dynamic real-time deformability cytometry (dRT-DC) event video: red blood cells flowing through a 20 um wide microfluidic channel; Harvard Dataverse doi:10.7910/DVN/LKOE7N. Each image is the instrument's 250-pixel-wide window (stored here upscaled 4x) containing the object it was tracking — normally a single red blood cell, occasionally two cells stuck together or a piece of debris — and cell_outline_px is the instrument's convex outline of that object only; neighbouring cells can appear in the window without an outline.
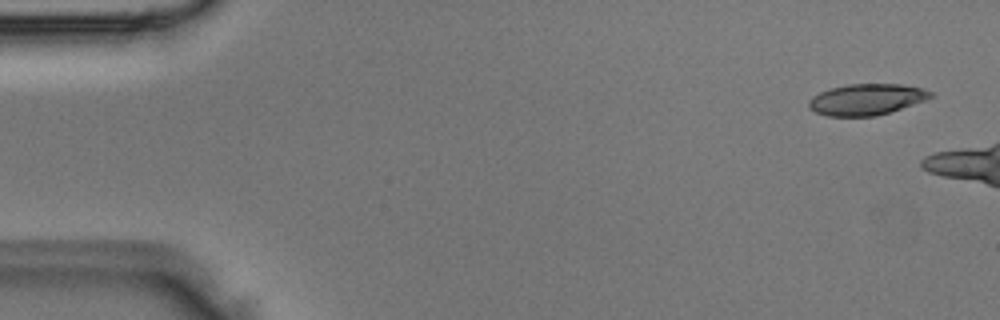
{"species": "Egyptian fruit bat (a non-hibernating species)", "species_latin": "Rousettus aegyptiacus", "temperature_condition": "room temperature", "stored_images_in_passage": 3, "camera_frame_rate_fps": 3000, "um_per_image_px": 0.085, "animal": {"sex": "male"}, "frame": {"image": 1, "passage_image": 1, "time_ms": 0.0, "image_size_px": [1000, 320], "cell_outline_px": [[932, 96], [924, 100], [876, 116], [828, 116], [816, 112], [808, 108], [808, 100], [812, 96], [820, 92], [832, 88], [848, 84], [900, 84], [924, 88], [932, 92]], "centroid_in_image_um": [73.61, 8.44], "position_along_channel_um": 11.4, "area_um2": 21.91}}